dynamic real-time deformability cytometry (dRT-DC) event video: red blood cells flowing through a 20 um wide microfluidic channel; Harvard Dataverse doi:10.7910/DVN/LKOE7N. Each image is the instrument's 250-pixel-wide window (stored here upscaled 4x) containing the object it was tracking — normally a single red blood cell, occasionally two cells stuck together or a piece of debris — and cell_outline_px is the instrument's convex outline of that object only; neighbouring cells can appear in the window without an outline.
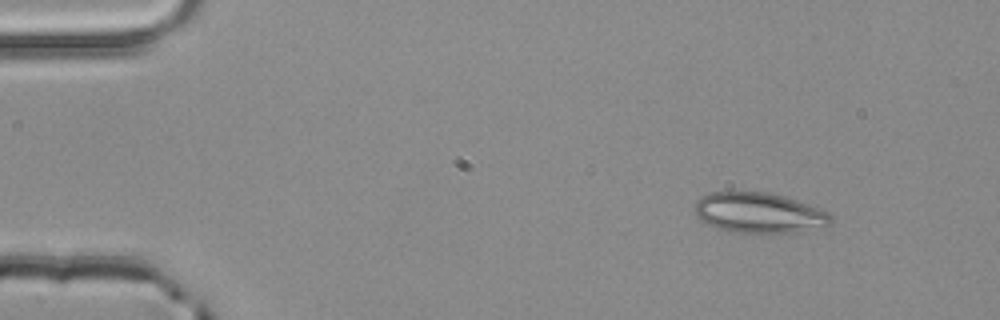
{"species": "common noctule bat (a hibernating species)", "species_latin": "Nyctalus noctula", "temperature_condition": "room temperature", "stored_images_in_passage": 5, "camera_frame_rate_fps": 3000, "um_per_image_px": 0.085, "animal": {"sex": "male", "body_mass_g": 20.4}, "frame": {"image": 1, "passage_image": 1, "time_ms": 0.0, "image_size_px": [1000, 320], "cell_outline_px": [[832, 224], [824, 228], [804, 232], [732, 232], [708, 224], [696, 216], [696, 200], [700, 196], [712, 192], [768, 192], [784, 196], [820, 208], [828, 212], [832, 216]], "centroid_in_image_um": [64.59, 18.09], "position_along_channel_um": 20.4, "area_um2": 32.08}}